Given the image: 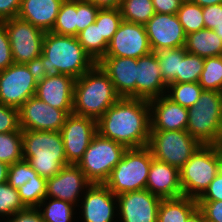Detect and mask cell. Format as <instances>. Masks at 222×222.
<instances>
[{
	"label": "cell",
	"mask_w": 222,
	"mask_h": 222,
	"mask_svg": "<svg viewBox=\"0 0 222 222\" xmlns=\"http://www.w3.org/2000/svg\"><path fill=\"white\" fill-rule=\"evenodd\" d=\"M25 209L26 207L20 199L18 189H14L8 182L0 184V217L8 219L13 214Z\"/></svg>",
	"instance_id": "74e56055"
},
{
	"label": "cell",
	"mask_w": 222,
	"mask_h": 222,
	"mask_svg": "<svg viewBox=\"0 0 222 222\" xmlns=\"http://www.w3.org/2000/svg\"><path fill=\"white\" fill-rule=\"evenodd\" d=\"M26 66L37 83L46 77V71L41 60V55L26 63Z\"/></svg>",
	"instance_id": "f907efd6"
},
{
	"label": "cell",
	"mask_w": 222,
	"mask_h": 222,
	"mask_svg": "<svg viewBox=\"0 0 222 222\" xmlns=\"http://www.w3.org/2000/svg\"><path fill=\"white\" fill-rule=\"evenodd\" d=\"M19 109L0 103V133L18 131Z\"/></svg>",
	"instance_id": "b9f144b4"
},
{
	"label": "cell",
	"mask_w": 222,
	"mask_h": 222,
	"mask_svg": "<svg viewBox=\"0 0 222 222\" xmlns=\"http://www.w3.org/2000/svg\"><path fill=\"white\" fill-rule=\"evenodd\" d=\"M204 58L189 53L180 61L177 83L198 82L203 71Z\"/></svg>",
	"instance_id": "8d00e7d4"
},
{
	"label": "cell",
	"mask_w": 222,
	"mask_h": 222,
	"mask_svg": "<svg viewBox=\"0 0 222 222\" xmlns=\"http://www.w3.org/2000/svg\"><path fill=\"white\" fill-rule=\"evenodd\" d=\"M202 91L198 82L171 83L167 86L165 95L173 102L189 109L199 100Z\"/></svg>",
	"instance_id": "1f68e13d"
},
{
	"label": "cell",
	"mask_w": 222,
	"mask_h": 222,
	"mask_svg": "<svg viewBox=\"0 0 222 222\" xmlns=\"http://www.w3.org/2000/svg\"><path fill=\"white\" fill-rule=\"evenodd\" d=\"M144 26L152 52L185 46L186 33L176 14L155 13Z\"/></svg>",
	"instance_id": "e0dca14e"
},
{
	"label": "cell",
	"mask_w": 222,
	"mask_h": 222,
	"mask_svg": "<svg viewBox=\"0 0 222 222\" xmlns=\"http://www.w3.org/2000/svg\"><path fill=\"white\" fill-rule=\"evenodd\" d=\"M152 159L148 146L126 149L104 185L115 196L146 189Z\"/></svg>",
	"instance_id": "52a82bcc"
},
{
	"label": "cell",
	"mask_w": 222,
	"mask_h": 222,
	"mask_svg": "<svg viewBox=\"0 0 222 222\" xmlns=\"http://www.w3.org/2000/svg\"><path fill=\"white\" fill-rule=\"evenodd\" d=\"M154 53L157 56L164 83L167 86L171 83H177L180 61L186 55L185 47L160 48L156 49Z\"/></svg>",
	"instance_id": "83f0119b"
},
{
	"label": "cell",
	"mask_w": 222,
	"mask_h": 222,
	"mask_svg": "<svg viewBox=\"0 0 222 222\" xmlns=\"http://www.w3.org/2000/svg\"><path fill=\"white\" fill-rule=\"evenodd\" d=\"M213 30L218 35V37L222 40V25L215 26Z\"/></svg>",
	"instance_id": "9f6ffc18"
},
{
	"label": "cell",
	"mask_w": 222,
	"mask_h": 222,
	"mask_svg": "<svg viewBox=\"0 0 222 222\" xmlns=\"http://www.w3.org/2000/svg\"><path fill=\"white\" fill-rule=\"evenodd\" d=\"M21 0H0V22L18 17Z\"/></svg>",
	"instance_id": "c3c4849f"
},
{
	"label": "cell",
	"mask_w": 222,
	"mask_h": 222,
	"mask_svg": "<svg viewBox=\"0 0 222 222\" xmlns=\"http://www.w3.org/2000/svg\"><path fill=\"white\" fill-rule=\"evenodd\" d=\"M206 222H222V201H197Z\"/></svg>",
	"instance_id": "ee69618b"
},
{
	"label": "cell",
	"mask_w": 222,
	"mask_h": 222,
	"mask_svg": "<svg viewBox=\"0 0 222 222\" xmlns=\"http://www.w3.org/2000/svg\"><path fill=\"white\" fill-rule=\"evenodd\" d=\"M74 83L75 79L66 74L45 77L37 83L35 96L70 115L73 110Z\"/></svg>",
	"instance_id": "ffe728a7"
},
{
	"label": "cell",
	"mask_w": 222,
	"mask_h": 222,
	"mask_svg": "<svg viewBox=\"0 0 222 222\" xmlns=\"http://www.w3.org/2000/svg\"><path fill=\"white\" fill-rule=\"evenodd\" d=\"M48 199L49 202H47ZM43 206L44 209H42ZM75 208V205L69 202L50 197H45L38 205L44 222H72Z\"/></svg>",
	"instance_id": "f1b7e54d"
},
{
	"label": "cell",
	"mask_w": 222,
	"mask_h": 222,
	"mask_svg": "<svg viewBox=\"0 0 222 222\" xmlns=\"http://www.w3.org/2000/svg\"><path fill=\"white\" fill-rule=\"evenodd\" d=\"M31 178H42L28 164L25 159L9 165L7 182L14 188L18 189Z\"/></svg>",
	"instance_id": "ab89813d"
},
{
	"label": "cell",
	"mask_w": 222,
	"mask_h": 222,
	"mask_svg": "<svg viewBox=\"0 0 222 222\" xmlns=\"http://www.w3.org/2000/svg\"><path fill=\"white\" fill-rule=\"evenodd\" d=\"M5 222H44L38 208H26L13 214Z\"/></svg>",
	"instance_id": "7dc6e473"
},
{
	"label": "cell",
	"mask_w": 222,
	"mask_h": 222,
	"mask_svg": "<svg viewBox=\"0 0 222 222\" xmlns=\"http://www.w3.org/2000/svg\"><path fill=\"white\" fill-rule=\"evenodd\" d=\"M197 209L195 198L180 196L162 199L158 207L157 222H187Z\"/></svg>",
	"instance_id": "d4e9b609"
},
{
	"label": "cell",
	"mask_w": 222,
	"mask_h": 222,
	"mask_svg": "<svg viewBox=\"0 0 222 222\" xmlns=\"http://www.w3.org/2000/svg\"><path fill=\"white\" fill-rule=\"evenodd\" d=\"M185 50L202 58L217 57L222 52V40L212 29H202L186 35Z\"/></svg>",
	"instance_id": "484cf974"
},
{
	"label": "cell",
	"mask_w": 222,
	"mask_h": 222,
	"mask_svg": "<svg viewBox=\"0 0 222 222\" xmlns=\"http://www.w3.org/2000/svg\"><path fill=\"white\" fill-rule=\"evenodd\" d=\"M190 1L196 3L201 7L215 5V4H222V0H190Z\"/></svg>",
	"instance_id": "db71d44e"
},
{
	"label": "cell",
	"mask_w": 222,
	"mask_h": 222,
	"mask_svg": "<svg viewBox=\"0 0 222 222\" xmlns=\"http://www.w3.org/2000/svg\"><path fill=\"white\" fill-rule=\"evenodd\" d=\"M222 201V168L197 201Z\"/></svg>",
	"instance_id": "f6af8a7d"
},
{
	"label": "cell",
	"mask_w": 222,
	"mask_h": 222,
	"mask_svg": "<svg viewBox=\"0 0 222 222\" xmlns=\"http://www.w3.org/2000/svg\"><path fill=\"white\" fill-rule=\"evenodd\" d=\"M9 165L0 161V184L7 182Z\"/></svg>",
	"instance_id": "f5cc1de1"
},
{
	"label": "cell",
	"mask_w": 222,
	"mask_h": 222,
	"mask_svg": "<svg viewBox=\"0 0 222 222\" xmlns=\"http://www.w3.org/2000/svg\"><path fill=\"white\" fill-rule=\"evenodd\" d=\"M68 164L77 165L97 133V120L70 114L60 130Z\"/></svg>",
	"instance_id": "7c38bea8"
},
{
	"label": "cell",
	"mask_w": 222,
	"mask_h": 222,
	"mask_svg": "<svg viewBox=\"0 0 222 222\" xmlns=\"http://www.w3.org/2000/svg\"><path fill=\"white\" fill-rule=\"evenodd\" d=\"M119 9L123 20L142 25L155 14L152 0H121Z\"/></svg>",
	"instance_id": "4dcf8cb0"
},
{
	"label": "cell",
	"mask_w": 222,
	"mask_h": 222,
	"mask_svg": "<svg viewBox=\"0 0 222 222\" xmlns=\"http://www.w3.org/2000/svg\"><path fill=\"white\" fill-rule=\"evenodd\" d=\"M125 150L123 145L97 132L77 166L92 184H104Z\"/></svg>",
	"instance_id": "ba28073f"
},
{
	"label": "cell",
	"mask_w": 222,
	"mask_h": 222,
	"mask_svg": "<svg viewBox=\"0 0 222 222\" xmlns=\"http://www.w3.org/2000/svg\"><path fill=\"white\" fill-rule=\"evenodd\" d=\"M151 52L145 26L123 20L108 43L105 57L138 59Z\"/></svg>",
	"instance_id": "4fadbf2b"
},
{
	"label": "cell",
	"mask_w": 222,
	"mask_h": 222,
	"mask_svg": "<svg viewBox=\"0 0 222 222\" xmlns=\"http://www.w3.org/2000/svg\"><path fill=\"white\" fill-rule=\"evenodd\" d=\"M13 63L8 32L5 25L0 22V71L5 70Z\"/></svg>",
	"instance_id": "7bdbcfd3"
},
{
	"label": "cell",
	"mask_w": 222,
	"mask_h": 222,
	"mask_svg": "<svg viewBox=\"0 0 222 222\" xmlns=\"http://www.w3.org/2000/svg\"><path fill=\"white\" fill-rule=\"evenodd\" d=\"M22 159V130L0 133V161L11 165Z\"/></svg>",
	"instance_id": "d6a6232c"
},
{
	"label": "cell",
	"mask_w": 222,
	"mask_h": 222,
	"mask_svg": "<svg viewBox=\"0 0 222 222\" xmlns=\"http://www.w3.org/2000/svg\"><path fill=\"white\" fill-rule=\"evenodd\" d=\"M198 83L203 90L222 93V59L220 56L204 58V67Z\"/></svg>",
	"instance_id": "e575fe53"
},
{
	"label": "cell",
	"mask_w": 222,
	"mask_h": 222,
	"mask_svg": "<svg viewBox=\"0 0 222 222\" xmlns=\"http://www.w3.org/2000/svg\"><path fill=\"white\" fill-rule=\"evenodd\" d=\"M201 144L186 130H150L148 147L153 158L180 169Z\"/></svg>",
	"instance_id": "9c48e42d"
},
{
	"label": "cell",
	"mask_w": 222,
	"mask_h": 222,
	"mask_svg": "<svg viewBox=\"0 0 222 222\" xmlns=\"http://www.w3.org/2000/svg\"><path fill=\"white\" fill-rule=\"evenodd\" d=\"M22 150L23 159L45 179L69 165L60 131H22Z\"/></svg>",
	"instance_id": "277c9868"
},
{
	"label": "cell",
	"mask_w": 222,
	"mask_h": 222,
	"mask_svg": "<svg viewBox=\"0 0 222 222\" xmlns=\"http://www.w3.org/2000/svg\"><path fill=\"white\" fill-rule=\"evenodd\" d=\"M187 222H206L204 215L197 209L187 220Z\"/></svg>",
	"instance_id": "11a10c76"
},
{
	"label": "cell",
	"mask_w": 222,
	"mask_h": 222,
	"mask_svg": "<svg viewBox=\"0 0 222 222\" xmlns=\"http://www.w3.org/2000/svg\"><path fill=\"white\" fill-rule=\"evenodd\" d=\"M119 98L110 78L96 63L75 79L72 113L98 120Z\"/></svg>",
	"instance_id": "3957f363"
},
{
	"label": "cell",
	"mask_w": 222,
	"mask_h": 222,
	"mask_svg": "<svg viewBox=\"0 0 222 222\" xmlns=\"http://www.w3.org/2000/svg\"><path fill=\"white\" fill-rule=\"evenodd\" d=\"M176 15L186 35L205 28L202 7L190 0H184Z\"/></svg>",
	"instance_id": "836d02e7"
},
{
	"label": "cell",
	"mask_w": 222,
	"mask_h": 222,
	"mask_svg": "<svg viewBox=\"0 0 222 222\" xmlns=\"http://www.w3.org/2000/svg\"><path fill=\"white\" fill-rule=\"evenodd\" d=\"M37 81L26 64L13 63L0 71V103L19 109L36 94Z\"/></svg>",
	"instance_id": "8fae6325"
},
{
	"label": "cell",
	"mask_w": 222,
	"mask_h": 222,
	"mask_svg": "<svg viewBox=\"0 0 222 222\" xmlns=\"http://www.w3.org/2000/svg\"><path fill=\"white\" fill-rule=\"evenodd\" d=\"M97 64L108 75L120 98H136L137 59L103 57Z\"/></svg>",
	"instance_id": "d6986e66"
},
{
	"label": "cell",
	"mask_w": 222,
	"mask_h": 222,
	"mask_svg": "<svg viewBox=\"0 0 222 222\" xmlns=\"http://www.w3.org/2000/svg\"><path fill=\"white\" fill-rule=\"evenodd\" d=\"M82 197L83 222H113L118 215L115 213L118 210L117 197L104 184H92Z\"/></svg>",
	"instance_id": "ac0fdd59"
},
{
	"label": "cell",
	"mask_w": 222,
	"mask_h": 222,
	"mask_svg": "<svg viewBox=\"0 0 222 222\" xmlns=\"http://www.w3.org/2000/svg\"><path fill=\"white\" fill-rule=\"evenodd\" d=\"M2 23L8 32L14 63L26 64L42 54L43 30L19 17Z\"/></svg>",
	"instance_id": "30bf717a"
},
{
	"label": "cell",
	"mask_w": 222,
	"mask_h": 222,
	"mask_svg": "<svg viewBox=\"0 0 222 222\" xmlns=\"http://www.w3.org/2000/svg\"><path fill=\"white\" fill-rule=\"evenodd\" d=\"M167 85L163 81L157 56L151 52L137 59L136 99L150 101L165 95Z\"/></svg>",
	"instance_id": "7402d4cb"
},
{
	"label": "cell",
	"mask_w": 222,
	"mask_h": 222,
	"mask_svg": "<svg viewBox=\"0 0 222 222\" xmlns=\"http://www.w3.org/2000/svg\"><path fill=\"white\" fill-rule=\"evenodd\" d=\"M95 21H100L101 37L109 42L117 32L123 18L119 8H108L99 9Z\"/></svg>",
	"instance_id": "f35d334b"
},
{
	"label": "cell",
	"mask_w": 222,
	"mask_h": 222,
	"mask_svg": "<svg viewBox=\"0 0 222 222\" xmlns=\"http://www.w3.org/2000/svg\"><path fill=\"white\" fill-rule=\"evenodd\" d=\"M149 105L151 130H186L188 124L187 108L173 102L166 95L151 99Z\"/></svg>",
	"instance_id": "44dd1931"
},
{
	"label": "cell",
	"mask_w": 222,
	"mask_h": 222,
	"mask_svg": "<svg viewBox=\"0 0 222 222\" xmlns=\"http://www.w3.org/2000/svg\"><path fill=\"white\" fill-rule=\"evenodd\" d=\"M64 0H21L18 17L30 22L44 32H50L55 24Z\"/></svg>",
	"instance_id": "cb8c5ba5"
},
{
	"label": "cell",
	"mask_w": 222,
	"mask_h": 222,
	"mask_svg": "<svg viewBox=\"0 0 222 222\" xmlns=\"http://www.w3.org/2000/svg\"><path fill=\"white\" fill-rule=\"evenodd\" d=\"M91 185L92 183L77 165L69 164L47 179L46 197L63 200L77 206L82 193L86 192Z\"/></svg>",
	"instance_id": "9a60e30c"
},
{
	"label": "cell",
	"mask_w": 222,
	"mask_h": 222,
	"mask_svg": "<svg viewBox=\"0 0 222 222\" xmlns=\"http://www.w3.org/2000/svg\"><path fill=\"white\" fill-rule=\"evenodd\" d=\"M203 19L206 29H214L222 25V4L202 7Z\"/></svg>",
	"instance_id": "bcb514c9"
},
{
	"label": "cell",
	"mask_w": 222,
	"mask_h": 222,
	"mask_svg": "<svg viewBox=\"0 0 222 222\" xmlns=\"http://www.w3.org/2000/svg\"><path fill=\"white\" fill-rule=\"evenodd\" d=\"M41 60L46 77L66 74L78 79L96 63L85 52L76 36L45 32Z\"/></svg>",
	"instance_id": "7a4b0ae2"
},
{
	"label": "cell",
	"mask_w": 222,
	"mask_h": 222,
	"mask_svg": "<svg viewBox=\"0 0 222 222\" xmlns=\"http://www.w3.org/2000/svg\"><path fill=\"white\" fill-rule=\"evenodd\" d=\"M186 131L201 145L222 142V93L203 90L199 100L188 109Z\"/></svg>",
	"instance_id": "5b68a950"
},
{
	"label": "cell",
	"mask_w": 222,
	"mask_h": 222,
	"mask_svg": "<svg viewBox=\"0 0 222 222\" xmlns=\"http://www.w3.org/2000/svg\"><path fill=\"white\" fill-rule=\"evenodd\" d=\"M116 197L121 222H157L162 199L147 189L121 193Z\"/></svg>",
	"instance_id": "2e32d148"
},
{
	"label": "cell",
	"mask_w": 222,
	"mask_h": 222,
	"mask_svg": "<svg viewBox=\"0 0 222 222\" xmlns=\"http://www.w3.org/2000/svg\"><path fill=\"white\" fill-rule=\"evenodd\" d=\"M100 9L119 8L121 0H88Z\"/></svg>",
	"instance_id": "816d5d0a"
},
{
	"label": "cell",
	"mask_w": 222,
	"mask_h": 222,
	"mask_svg": "<svg viewBox=\"0 0 222 222\" xmlns=\"http://www.w3.org/2000/svg\"><path fill=\"white\" fill-rule=\"evenodd\" d=\"M99 9L88 0H77V35L87 26L95 23Z\"/></svg>",
	"instance_id": "60d3db41"
},
{
	"label": "cell",
	"mask_w": 222,
	"mask_h": 222,
	"mask_svg": "<svg viewBox=\"0 0 222 222\" xmlns=\"http://www.w3.org/2000/svg\"><path fill=\"white\" fill-rule=\"evenodd\" d=\"M151 130L148 100L119 98L97 120V132L126 149L148 146Z\"/></svg>",
	"instance_id": "6da1fadb"
},
{
	"label": "cell",
	"mask_w": 222,
	"mask_h": 222,
	"mask_svg": "<svg viewBox=\"0 0 222 222\" xmlns=\"http://www.w3.org/2000/svg\"><path fill=\"white\" fill-rule=\"evenodd\" d=\"M221 168V146L201 145L179 169L183 196L198 199Z\"/></svg>",
	"instance_id": "8992f818"
},
{
	"label": "cell",
	"mask_w": 222,
	"mask_h": 222,
	"mask_svg": "<svg viewBox=\"0 0 222 222\" xmlns=\"http://www.w3.org/2000/svg\"><path fill=\"white\" fill-rule=\"evenodd\" d=\"M146 189L161 199L183 196L179 169L153 158Z\"/></svg>",
	"instance_id": "603a6c76"
},
{
	"label": "cell",
	"mask_w": 222,
	"mask_h": 222,
	"mask_svg": "<svg viewBox=\"0 0 222 222\" xmlns=\"http://www.w3.org/2000/svg\"><path fill=\"white\" fill-rule=\"evenodd\" d=\"M184 0H152L155 13L176 14Z\"/></svg>",
	"instance_id": "681fc988"
},
{
	"label": "cell",
	"mask_w": 222,
	"mask_h": 222,
	"mask_svg": "<svg viewBox=\"0 0 222 222\" xmlns=\"http://www.w3.org/2000/svg\"><path fill=\"white\" fill-rule=\"evenodd\" d=\"M76 37L85 52L95 63H98L105 57L109 42L104 37H101L100 21L90 24L83 31L79 32Z\"/></svg>",
	"instance_id": "4316f807"
},
{
	"label": "cell",
	"mask_w": 222,
	"mask_h": 222,
	"mask_svg": "<svg viewBox=\"0 0 222 222\" xmlns=\"http://www.w3.org/2000/svg\"><path fill=\"white\" fill-rule=\"evenodd\" d=\"M77 0H64L50 32L57 35L77 36Z\"/></svg>",
	"instance_id": "f546056e"
},
{
	"label": "cell",
	"mask_w": 222,
	"mask_h": 222,
	"mask_svg": "<svg viewBox=\"0 0 222 222\" xmlns=\"http://www.w3.org/2000/svg\"><path fill=\"white\" fill-rule=\"evenodd\" d=\"M68 114L39 100L29 98L19 108V125L22 131H60Z\"/></svg>",
	"instance_id": "5bb4252c"
},
{
	"label": "cell",
	"mask_w": 222,
	"mask_h": 222,
	"mask_svg": "<svg viewBox=\"0 0 222 222\" xmlns=\"http://www.w3.org/2000/svg\"><path fill=\"white\" fill-rule=\"evenodd\" d=\"M47 179L31 178L18 188L20 199L26 208H38L46 197Z\"/></svg>",
	"instance_id": "d590c367"
}]
</instances>
